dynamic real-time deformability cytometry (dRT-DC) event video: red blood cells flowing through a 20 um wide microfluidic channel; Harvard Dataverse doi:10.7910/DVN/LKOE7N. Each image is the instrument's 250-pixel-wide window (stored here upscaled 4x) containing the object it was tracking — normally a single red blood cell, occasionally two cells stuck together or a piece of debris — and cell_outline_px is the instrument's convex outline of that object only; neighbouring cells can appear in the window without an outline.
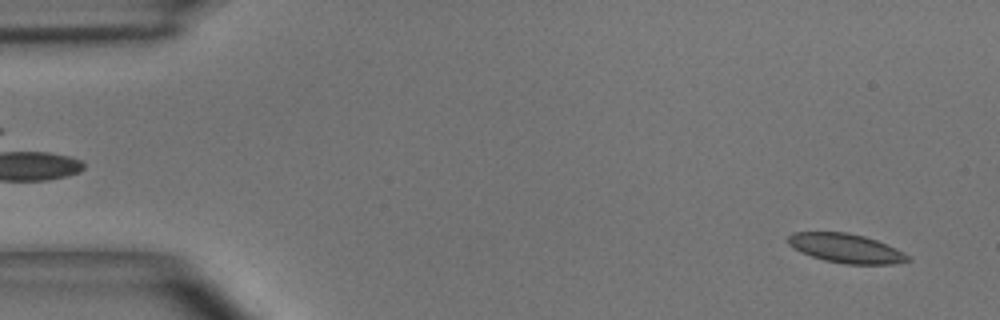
{"species": "common noctule bat (a hibernating species)", "species_latin": "Nyctalus noctula", "temperature_condition": "room temperature", "stored_images_in_passage": 48, "camera_frame_rate_fps": 3000, "um_per_image_px": 0.085, "animal": {"sex": "male", "body_mass_g": 15.6}, "frame": {"image": 1, "passage_image": 2, "time_ms": 0.333, "image_size_px": [1000, 320], "cell_outline_px": [[912, 260], [892, 264], [844, 264], [824, 260], [812, 256], [788, 244], [788, 236], [792, 232], [848, 232], [864, 236], [876, 240], [904, 252]], "centroid_in_image_um": [71.93, 21.1], "position_along_channel_um": 13.1, "area_um2": 20.11}}
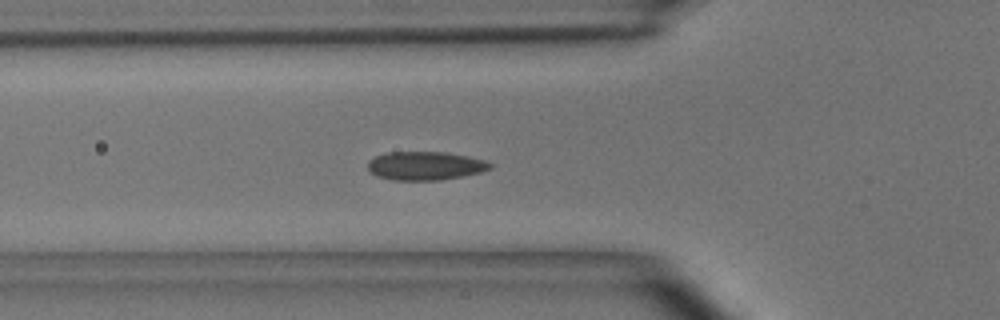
{"frame": {"image": 2, "passage_image": 16, "time_ms": 5.0, "image_size_px": [1000, 320], "cell_outline_px": [[492, 168], [480, 172], [464, 176], [440, 180], [392, 180], [376, 176], [368, 168], [368, 160], [376, 156], [388, 152], [448, 152], [468, 156], [484, 160], [492, 164]], "centroid_in_image_um": [36.15, 14.09], "position_along_channel_um": 89.6, "area_um2": 20.4}}
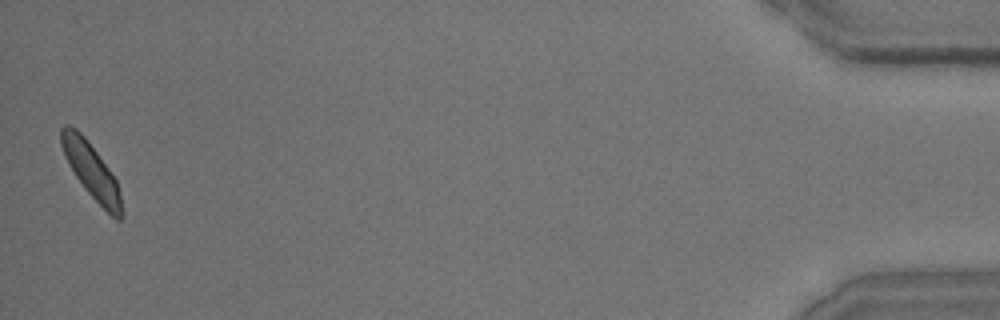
{"frame": {"image": 3, "passage_image": 48, "time_ms": 15.667, "image_size_px": [1000, 320], "cell_outline_px": [[124, 216], [120, 220], [116, 220], [84, 188], [68, 164], [64, 156], [60, 144], [60, 128], [64, 124], [68, 124], [76, 128], [84, 136], [96, 152], [116, 180], [120, 192], [124, 212]], "centroid_in_image_um": [7.75, 14.51], "position_along_channel_um": 427.4, "area_um2": 19.31}, "authors_computed_cell_mechanics": {"area_um2": 19.941, "velocity_mm_per_s": 4.0095, "shape_relaxation_time_tau1_ms": 4.0146, "shape_relaxation_time_tau2_ms": 1.8663, "deformation_change_tau1": 0.0898, "deformation_change_tau2": 0.0584}}